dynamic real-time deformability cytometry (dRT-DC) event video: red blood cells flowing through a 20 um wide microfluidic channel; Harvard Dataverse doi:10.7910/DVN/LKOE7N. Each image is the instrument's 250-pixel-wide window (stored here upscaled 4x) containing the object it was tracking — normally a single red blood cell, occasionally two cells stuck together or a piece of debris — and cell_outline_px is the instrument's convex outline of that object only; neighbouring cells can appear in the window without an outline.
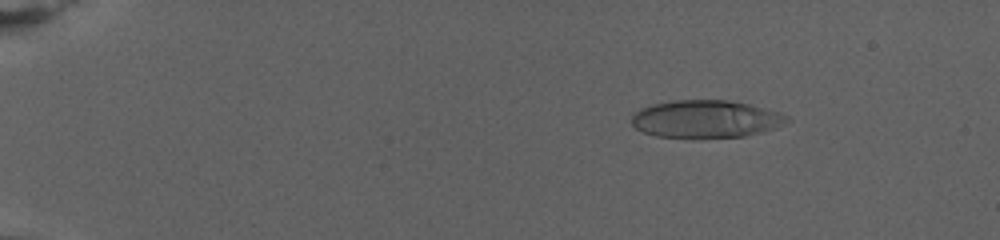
{"species": "human", "species_latin": "Homo sapiens", "temperature_condition": "warm", "stored_images_in_passage": 77, "camera_frame_rate_fps": 3000, "um_per_image_px": 0.085, "donor": {"sex": "female"}, "frame": {"image": 1, "passage_image": 13, "time_ms": 4.0, "image_size_px": [1000, 240], "cell_outline_px": [[792, 120], [776, 128], [744, 136], [692, 140], [656, 136], [644, 132], [636, 128], [632, 124], [632, 116], [640, 108], [652, 104], [672, 100], [728, 100], [752, 104], [780, 112], [788, 116]], "centroid_in_image_um": [60.01, 10.14], "position_along_channel_um": 25.0, "area_um2": 34.97}}
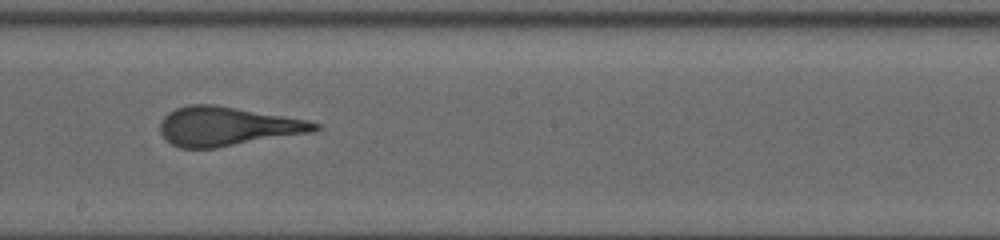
{"frame": {"image": 2, "passage_image": 47, "time_ms": 15.333, "image_size_px": [1000, 240], "cell_outline_px": [[320, 128], [316, 132], [216, 148], [180, 148], [172, 144], [160, 132], [160, 120], [168, 112], [176, 108], [188, 104], [212, 104], [304, 120], [320, 124]], "centroid_in_image_um": [19.29, 10.75], "position_along_channel_um": 228.9, "area_um2": 34.97}}
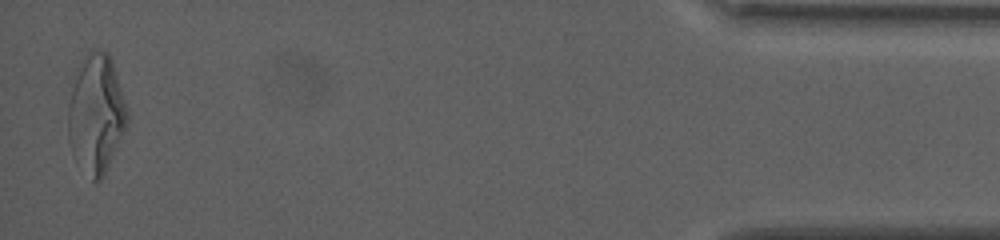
{"frame": {"image": 3, "passage_image": 76, "time_ms": 25.0, "image_size_px": [1000, 240], "cell_outline_px": [[128, 120], [104, 176], [100, 180], [92, 180], [72, 156], [68, 140], [68, 108], [72, 88], [80, 60], [96, 48], [108, 52], [112, 60], [128, 112]], "centroid_in_image_um": [8.15, 9.68], "position_along_channel_um": 427.0, "area_um2": 40.52}}